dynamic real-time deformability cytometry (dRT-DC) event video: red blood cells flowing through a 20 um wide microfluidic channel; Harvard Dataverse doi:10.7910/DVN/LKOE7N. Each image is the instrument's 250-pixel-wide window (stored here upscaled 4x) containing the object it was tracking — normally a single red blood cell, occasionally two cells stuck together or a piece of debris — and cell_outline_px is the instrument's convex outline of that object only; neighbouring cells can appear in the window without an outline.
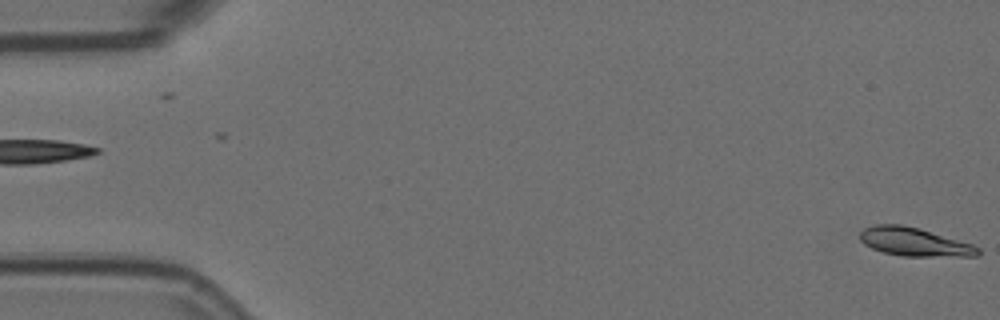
{"species": "Egyptian fruit bat (a non-hibernating species)", "species_latin": "Rousettus aegyptiacus", "temperature_condition": "room temperature", "stored_images_in_passage": 58, "camera_frame_rate_fps": 3000, "um_per_image_px": 0.085, "animal": {"sex": "female"}, "frame": {"image": 1, "passage_image": 1, "time_ms": 0.0, "image_size_px": [1000, 320], "cell_outline_px": [[980, 256], [900, 256], [884, 252], [872, 248], [864, 244], [860, 240], [860, 232], [864, 228], [876, 224], [900, 224], [920, 228], [972, 244], [980, 248]], "centroid_in_image_um": [77.72, 20.56], "position_along_channel_um": 7.3, "area_um2": 19.59}}
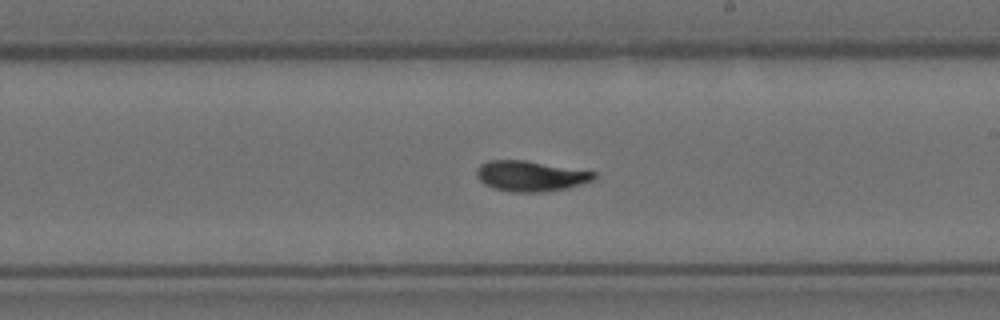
{"frame": {"image": 2, "passage_image": 33, "time_ms": 10.667, "image_size_px": [1000, 320], "cell_outline_px": [[596, 176], [592, 180], [568, 188], [540, 192], [512, 192], [492, 188], [484, 184], [476, 176], [476, 168], [480, 164], [488, 160], [524, 160], [596, 172]], "centroid_in_image_um": [45.05, 14.96], "position_along_channel_um": 244.0, "area_um2": 20.81}}
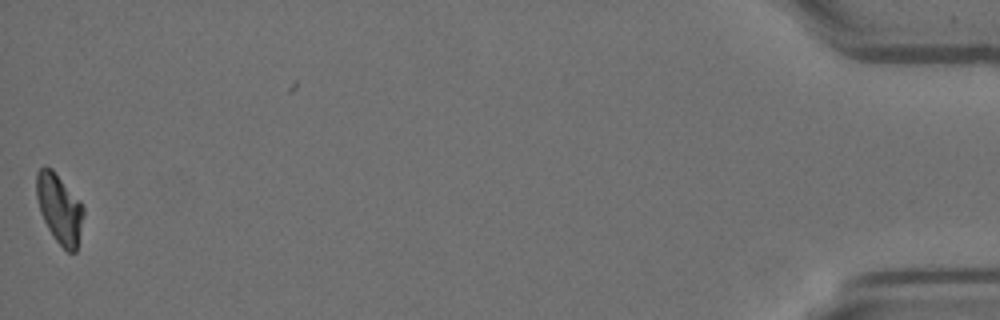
{"frame": {"image": 3, "passage_image": 57, "time_ms": 18.667, "image_size_px": [1000, 320], "cell_outline_px": [[84, 216], [76, 252], [68, 252], [56, 240], [48, 228], [40, 212], [36, 196], [36, 172], [44, 164], [52, 168], [84, 204]], "centroid_in_image_um": [5.06, 17.68], "position_along_channel_um": 430.1, "area_um2": 19.25}, "authors_computed_cell_mechanics": {"area_um2": 20.0566, "velocity_mm_per_s": 3.5643, "shape_relaxation_time_tau1_ms": 6.4194, "shape_relaxation_time_tau2_ms": 2.468, "deformation_change_tau1": 0.1864, "deformation_change_tau2": 0.0584}}